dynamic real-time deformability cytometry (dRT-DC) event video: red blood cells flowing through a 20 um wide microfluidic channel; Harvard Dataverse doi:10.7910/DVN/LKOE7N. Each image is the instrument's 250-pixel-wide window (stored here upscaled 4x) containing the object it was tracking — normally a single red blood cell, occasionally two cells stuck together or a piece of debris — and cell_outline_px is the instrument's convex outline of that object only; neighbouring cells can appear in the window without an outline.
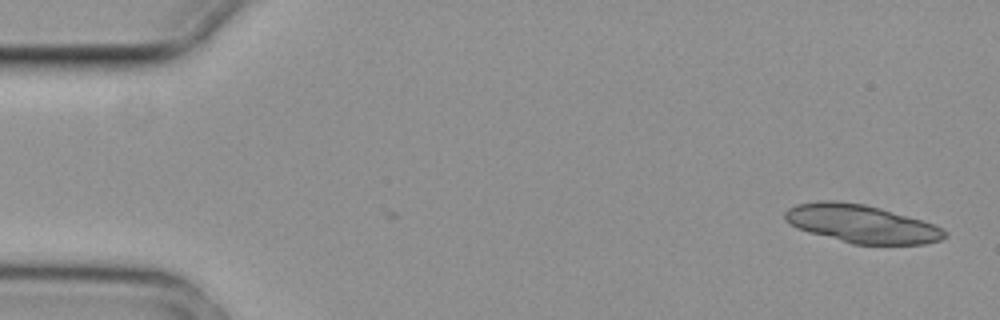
{"species": "common noctule bat (a hibernating species)", "species_latin": "Nyctalus noctula", "temperature_condition": "cold", "stored_images_in_passage": 2, "camera_frame_rate_fps": 3000, "um_per_image_px": 0.085, "animal": {"sex": "female", "body_mass_g": 29.2, "forearm_length_mm": 56.3}, "frame": {"image": 1, "passage_image": 2, "time_ms": 0.333, "image_size_px": [1000, 320], "cell_outline_px": [[948, 236], [940, 240], [924, 244], [852, 244], [808, 232], [796, 228], [784, 220], [784, 212], [788, 208], [796, 204], [820, 200], [836, 200], [864, 204], [880, 208], [936, 224], [944, 228], [948, 232]], "centroid_in_image_um": [73.22, 19.02], "position_along_channel_um": 11.8, "area_um2": 35.78}}